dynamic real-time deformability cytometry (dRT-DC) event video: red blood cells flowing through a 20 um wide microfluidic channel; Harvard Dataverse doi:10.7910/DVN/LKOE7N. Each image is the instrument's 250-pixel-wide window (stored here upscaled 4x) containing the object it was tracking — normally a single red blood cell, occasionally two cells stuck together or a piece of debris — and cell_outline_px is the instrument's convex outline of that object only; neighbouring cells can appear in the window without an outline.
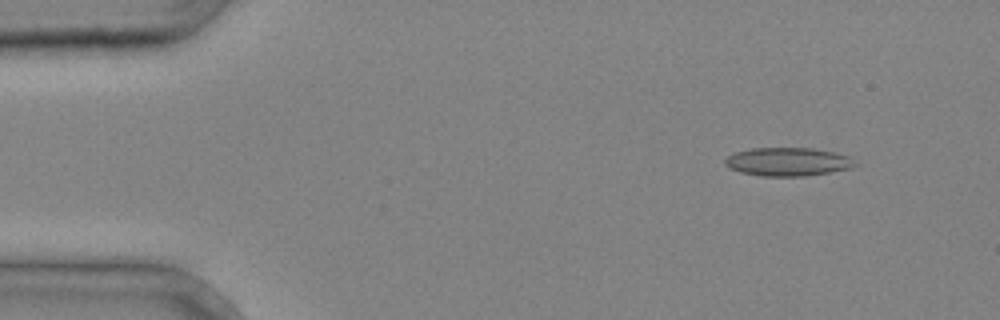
{"species": "common noctule bat (a hibernating species)", "species_latin": "Nyctalus noctula", "temperature_condition": "cold", "stored_images_in_passage": 3, "camera_frame_rate_fps": 3000, "um_per_image_px": 0.085, "animal": {"sex": "male", "body_mass_g": 20.4}, "frame": {"image": 1, "passage_image": 1, "time_ms": 0.0, "image_size_px": [1000, 320], "cell_outline_px": [[856, 164], [852, 168], [804, 176], [760, 176], [740, 172], [728, 168], [724, 164], [724, 160], [728, 156], [736, 152], [752, 148], [812, 148], [836, 152], [848, 156]], "centroid_in_image_um": [66.93, 13.75], "position_along_channel_um": 18.1, "area_um2": 21.5}}
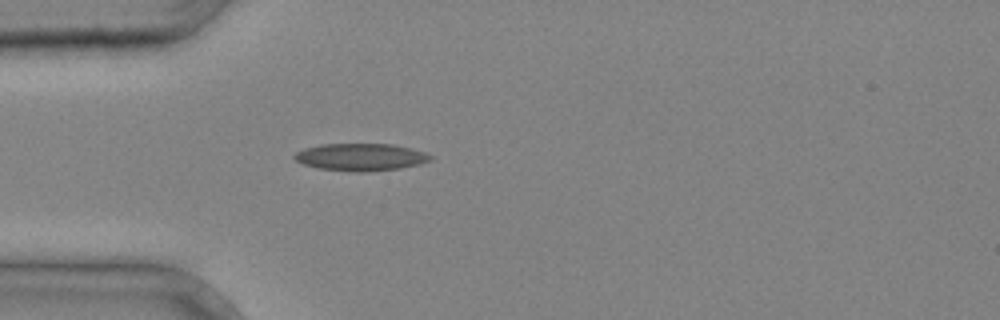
{"frame": {"image": 2, "passage_image": 3, "time_ms": 0.667, "image_size_px": [1000, 320], "cell_outline_px": [[432, 160], [420, 164], [400, 168], [364, 172], [356, 172], [320, 168], [304, 164], [296, 160], [292, 156], [296, 152], [304, 148], [320, 144], [392, 144], [424, 152], [432, 156]], "centroid_in_image_um": [30.65, 13.35], "position_along_channel_um": 54.3, "area_um2": 21.5}}